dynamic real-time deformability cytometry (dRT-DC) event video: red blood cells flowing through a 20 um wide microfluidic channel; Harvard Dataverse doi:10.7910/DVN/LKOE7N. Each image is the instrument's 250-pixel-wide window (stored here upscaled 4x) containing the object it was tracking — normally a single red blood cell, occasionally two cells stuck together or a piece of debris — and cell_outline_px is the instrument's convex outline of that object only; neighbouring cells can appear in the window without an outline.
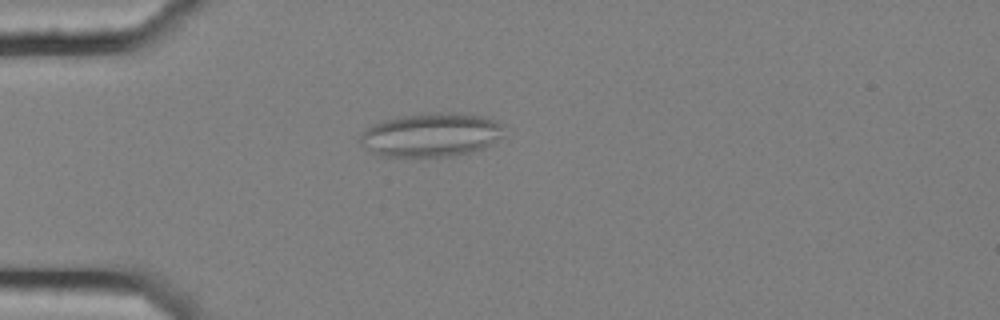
{"species": "common noctule bat (a hibernating species)", "species_latin": "Nyctalus noctula", "temperature_condition": "cold", "stored_images_in_passage": 4, "camera_frame_rate_fps": 3000, "um_per_image_px": 0.085, "animal": {"sex": "female", "body_mass_g": 25.1}, "frame": {"image": 1, "passage_image": 4, "time_ms": 1.0, "image_size_px": [1000, 320], "cell_outline_px": [[504, 136], [492, 144], [484, 148], [472, 152], [456, 156], [380, 156], [372, 152], [360, 140], [360, 132], [372, 124], [384, 120], [400, 116], [424, 112], [448, 112], [484, 116], [496, 120], [504, 124]], "centroid_in_image_um": [36.7, 11.45], "position_along_channel_um": 48.3, "area_um2": 37.17}}